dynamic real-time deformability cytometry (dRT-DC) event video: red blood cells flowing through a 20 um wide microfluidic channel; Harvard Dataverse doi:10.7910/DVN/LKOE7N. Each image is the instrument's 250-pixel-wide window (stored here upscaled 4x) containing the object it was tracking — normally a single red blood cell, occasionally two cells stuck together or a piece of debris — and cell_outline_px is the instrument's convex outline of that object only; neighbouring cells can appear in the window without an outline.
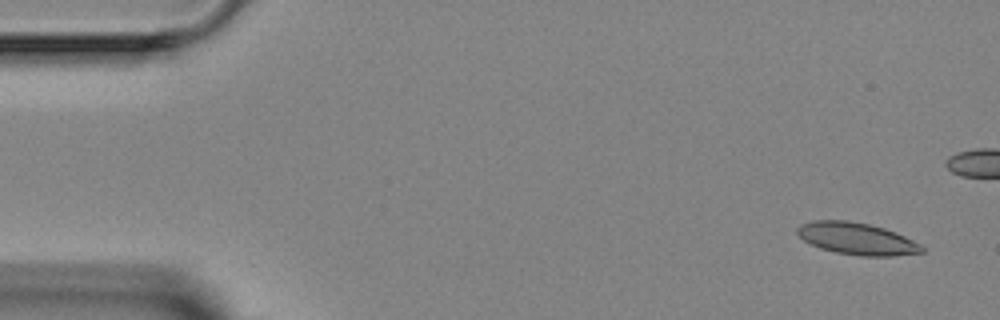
{"species": "Egyptian fruit bat (a non-hibernating species)", "species_latin": "Rousettus aegyptiacus", "temperature_condition": "room temperature", "stored_images_in_passage": 4, "camera_frame_rate_fps": 3000, "um_per_image_px": 0.085, "animal": {"sex": "female"}, "frame": {"image": 1, "passage_image": 1, "time_ms": 0.0, "image_size_px": [1000, 320], "cell_outline_px": [[924, 252], [892, 256], [860, 256], [836, 252], [820, 248], [804, 240], [796, 232], [796, 228], [800, 224], [812, 220], [848, 220], [868, 224], [884, 228], [896, 232], [920, 244], [924, 248]], "centroid_in_image_um": [72.82, 20.28], "position_along_channel_um": 12.2, "area_um2": 23.18}}